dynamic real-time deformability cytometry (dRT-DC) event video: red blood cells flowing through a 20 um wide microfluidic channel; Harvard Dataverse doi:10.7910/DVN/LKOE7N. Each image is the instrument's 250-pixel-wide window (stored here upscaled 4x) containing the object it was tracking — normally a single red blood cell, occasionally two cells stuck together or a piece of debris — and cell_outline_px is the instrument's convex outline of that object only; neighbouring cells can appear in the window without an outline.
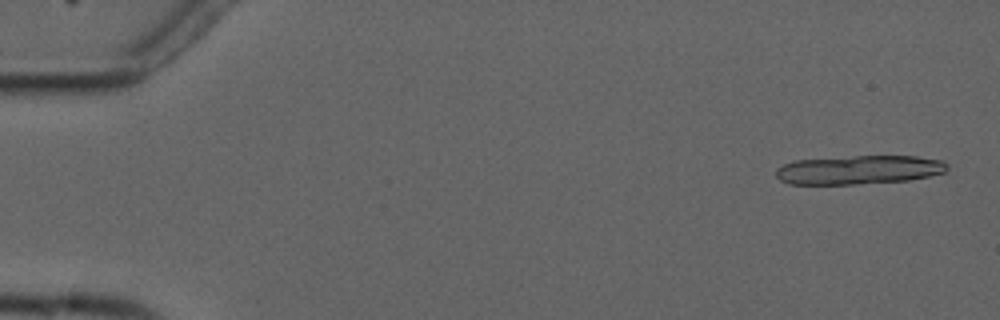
{"species": "common noctule bat (a hibernating species)", "species_latin": "Nyctalus noctula", "temperature_condition": "cold", "stored_images_in_passage": 9, "segment_of_instrument_passage": [1, 2], "camera_frame_rate_fps": 3000, "um_per_image_px": 0.085, "animal": {"sex": "male", "forearm_length_mm": 52.5}, "frame": {"image": 1, "passage_image": 1, "time_ms": 0.0, "image_size_px": [1000, 320], "cell_outline_px": [[948, 168], [944, 172], [928, 176], [908, 180], [852, 184], [788, 184], [780, 180], [776, 176], [776, 168], [792, 160], [852, 156], [916, 156], [944, 160], [948, 164]], "centroid_in_image_um": [72.99, 14.42], "position_along_channel_um": 12.0, "area_um2": 28.9}}